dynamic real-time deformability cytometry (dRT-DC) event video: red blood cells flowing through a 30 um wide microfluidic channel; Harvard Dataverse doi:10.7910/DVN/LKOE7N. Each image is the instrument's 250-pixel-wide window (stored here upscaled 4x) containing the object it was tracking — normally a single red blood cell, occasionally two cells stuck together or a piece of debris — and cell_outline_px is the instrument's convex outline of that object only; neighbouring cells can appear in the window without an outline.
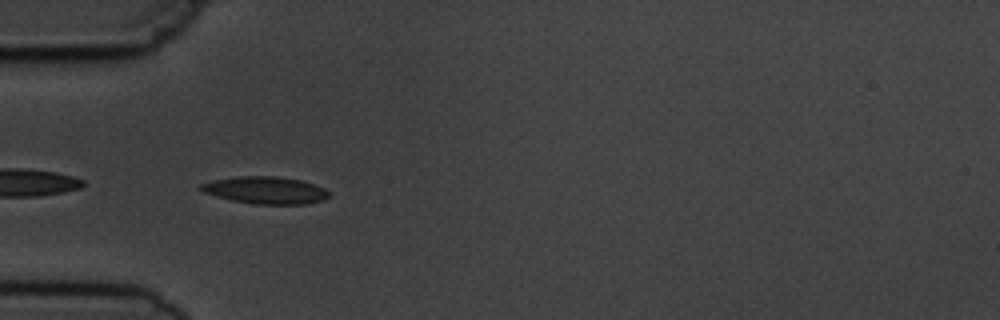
{"species": "common noctule bat (a hibernating species)", "species_latin": "Nyctalus noctula", "temperature_condition": "cold", "stored_images_in_passage": 4, "camera_frame_rate_fps": 3000, "um_per_image_px": 0.085, "animal": {"sex": "male", "body_mass_g": 19.5, "forearm_length_mm": 54.6}, "frame": {"image": 1, "passage_image": 3, "time_ms": 2.333, "image_size_px": [1000, 320], "cell_outline_px": [[328, 196], [324, 200], [308, 204], [256, 204], [232, 200], [216, 196], [204, 192], [196, 188], [200, 184], [216, 180], [240, 176], [276, 176], [300, 180], [324, 188], [328, 192]], "centroid_in_image_um": [22.55, 16.17], "position_along_channel_um": 62.4, "area_um2": 20.11}}
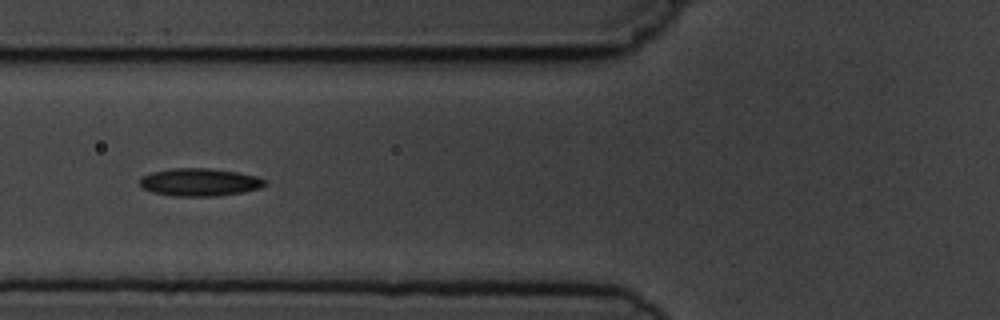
{"frame": {"image": 2, "passage_image": 4, "time_ms": 3.667, "image_size_px": [1000, 320], "cell_outline_px": [[268, 184], [260, 188], [240, 192], [216, 196], [176, 196], [152, 192], [140, 188], [140, 180], [144, 176], [152, 172], [172, 168], [208, 168], [236, 172], [256, 176], [264, 180]], "centroid_in_image_um": [16.95, 15.48], "position_along_channel_um": 108.9, "area_um2": 20.06}}